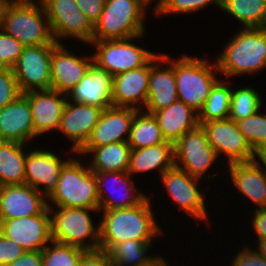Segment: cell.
<instances>
[{
    "label": "cell",
    "mask_w": 266,
    "mask_h": 266,
    "mask_svg": "<svg viewBox=\"0 0 266 266\" xmlns=\"http://www.w3.org/2000/svg\"><path fill=\"white\" fill-rule=\"evenodd\" d=\"M150 197L148 195L134 207L100 210L101 215L98 218H102L99 249L108 252L113 246L127 240L155 241L158 237L167 235L155 216L157 214L154 210V201Z\"/></svg>",
    "instance_id": "cell-1"
},
{
    "label": "cell",
    "mask_w": 266,
    "mask_h": 266,
    "mask_svg": "<svg viewBox=\"0 0 266 266\" xmlns=\"http://www.w3.org/2000/svg\"><path fill=\"white\" fill-rule=\"evenodd\" d=\"M238 28L214 58L221 78L228 80L266 69V27Z\"/></svg>",
    "instance_id": "cell-2"
},
{
    "label": "cell",
    "mask_w": 266,
    "mask_h": 266,
    "mask_svg": "<svg viewBox=\"0 0 266 266\" xmlns=\"http://www.w3.org/2000/svg\"><path fill=\"white\" fill-rule=\"evenodd\" d=\"M76 155L63 165L56 188L47 197L48 207L99 209L95 173L84 157Z\"/></svg>",
    "instance_id": "cell-3"
},
{
    "label": "cell",
    "mask_w": 266,
    "mask_h": 266,
    "mask_svg": "<svg viewBox=\"0 0 266 266\" xmlns=\"http://www.w3.org/2000/svg\"><path fill=\"white\" fill-rule=\"evenodd\" d=\"M1 29L24 46L58 44L54 41L41 0H9Z\"/></svg>",
    "instance_id": "cell-4"
},
{
    "label": "cell",
    "mask_w": 266,
    "mask_h": 266,
    "mask_svg": "<svg viewBox=\"0 0 266 266\" xmlns=\"http://www.w3.org/2000/svg\"><path fill=\"white\" fill-rule=\"evenodd\" d=\"M210 59L184 53L174 58L178 99L197 113L203 108L212 87L221 77L215 59Z\"/></svg>",
    "instance_id": "cell-5"
},
{
    "label": "cell",
    "mask_w": 266,
    "mask_h": 266,
    "mask_svg": "<svg viewBox=\"0 0 266 266\" xmlns=\"http://www.w3.org/2000/svg\"><path fill=\"white\" fill-rule=\"evenodd\" d=\"M150 5L146 0H105L94 24L93 41L125 39L146 33L145 19Z\"/></svg>",
    "instance_id": "cell-6"
},
{
    "label": "cell",
    "mask_w": 266,
    "mask_h": 266,
    "mask_svg": "<svg viewBox=\"0 0 266 266\" xmlns=\"http://www.w3.org/2000/svg\"><path fill=\"white\" fill-rule=\"evenodd\" d=\"M51 216L52 241L85 251L99 249L100 219L95 226L91 213L99 209L48 207Z\"/></svg>",
    "instance_id": "cell-7"
},
{
    "label": "cell",
    "mask_w": 266,
    "mask_h": 266,
    "mask_svg": "<svg viewBox=\"0 0 266 266\" xmlns=\"http://www.w3.org/2000/svg\"><path fill=\"white\" fill-rule=\"evenodd\" d=\"M161 180L165 193L172 199L173 204L177 205L178 211L186 213L189 220H196L198 223L200 221L203 224H212V217L210 213L208 214V201L205 197L210 193L209 185L206 186L205 190L201 188V184L206 181H201V179L196 178L183 171L182 169L173 166L172 168L166 170L159 178ZM209 193H206L207 191ZM207 201V202H206ZM181 209V211L179 210ZM191 217V218H190Z\"/></svg>",
    "instance_id": "cell-8"
},
{
    "label": "cell",
    "mask_w": 266,
    "mask_h": 266,
    "mask_svg": "<svg viewBox=\"0 0 266 266\" xmlns=\"http://www.w3.org/2000/svg\"><path fill=\"white\" fill-rule=\"evenodd\" d=\"M145 35L144 33L125 39L92 41L89 48L91 45L92 48L94 47L93 63L113 76L146 65L158 52H153L136 43L140 42Z\"/></svg>",
    "instance_id": "cell-9"
},
{
    "label": "cell",
    "mask_w": 266,
    "mask_h": 266,
    "mask_svg": "<svg viewBox=\"0 0 266 266\" xmlns=\"http://www.w3.org/2000/svg\"><path fill=\"white\" fill-rule=\"evenodd\" d=\"M218 161L221 160L210 146L206 132L201 125L186 132L174 144V166L193 177L206 180L205 186H207L208 180L212 183L211 180L214 176L210 172L217 170L213 167L219 163Z\"/></svg>",
    "instance_id": "cell-10"
},
{
    "label": "cell",
    "mask_w": 266,
    "mask_h": 266,
    "mask_svg": "<svg viewBox=\"0 0 266 266\" xmlns=\"http://www.w3.org/2000/svg\"><path fill=\"white\" fill-rule=\"evenodd\" d=\"M56 43L76 39L89 45L93 41L94 25L75 0H41Z\"/></svg>",
    "instance_id": "cell-11"
},
{
    "label": "cell",
    "mask_w": 266,
    "mask_h": 266,
    "mask_svg": "<svg viewBox=\"0 0 266 266\" xmlns=\"http://www.w3.org/2000/svg\"><path fill=\"white\" fill-rule=\"evenodd\" d=\"M56 45L24 46L12 68L22 93L51 89V54Z\"/></svg>",
    "instance_id": "cell-12"
},
{
    "label": "cell",
    "mask_w": 266,
    "mask_h": 266,
    "mask_svg": "<svg viewBox=\"0 0 266 266\" xmlns=\"http://www.w3.org/2000/svg\"><path fill=\"white\" fill-rule=\"evenodd\" d=\"M210 146L216 151L222 164L248 162L255 158V152L231 119L214 120L201 124ZM224 158V159H222Z\"/></svg>",
    "instance_id": "cell-13"
},
{
    "label": "cell",
    "mask_w": 266,
    "mask_h": 266,
    "mask_svg": "<svg viewBox=\"0 0 266 266\" xmlns=\"http://www.w3.org/2000/svg\"><path fill=\"white\" fill-rule=\"evenodd\" d=\"M94 173L97 181L99 210L134 207L148 196L143 189L141 191L137 188L136 181L127 171Z\"/></svg>",
    "instance_id": "cell-14"
},
{
    "label": "cell",
    "mask_w": 266,
    "mask_h": 266,
    "mask_svg": "<svg viewBox=\"0 0 266 266\" xmlns=\"http://www.w3.org/2000/svg\"><path fill=\"white\" fill-rule=\"evenodd\" d=\"M35 147L30 146L27 152L25 185L34 187L47 198L56 188L63 165L76 153L72 151V154H69V158H67L68 156H63V159L56 151L46 149L45 145V149L41 148V146L37 148L35 145Z\"/></svg>",
    "instance_id": "cell-15"
},
{
    "label": "cell",
    "mask_w": 266,
    "mask_h": 266,
    "mask_svg": "<svg viewBox=\"0 0 266 266\" xmlns=\"http://www.w3.org/2000/svg\"><path fill=\"white\" fill-rule=\"evenodd\" d=\"M0 232L24 251H42L52 241L49 209L35 216L3 220Z\"/></svg>",
    "instance_id": "cell-16"
},
{
    "label": "cell",
    "mask_w": 266,
    "mask_h": 266,
    "mask_svg": "<svg viewBox=\"0 0 266 266\" xmlns=\"http://www.w3.org/2000/svg\"><path fill=\"white\" fill-rule=\"evenodd\" d=\"M137 111L135 108L115 106L103 110L89 139L76 154L86 157L93 148L110 143L127 142L131 123Z\"/></svg>",
    "instance_id": "cell-17"
},
{
    "label": "cell",
    "mask_w": 266,
    "mask_h": 266,
    "mask_svg": "<svg viewBox=\"0 0 266 266\" xmlns=\"http://www.w3.org/2000/svg\"><path fill=\"white\" fill-rule=\"evenodd\" d=\"M58 43L51 54V89L67 95L81 81L93 63L92 53L77 55L69 46ZM67 47V48H66Z\"/></svg>",
    "instance_id": "cell-18"
},
{
    "label": "cell",
    "mask_w": 266,
    "mask_h": 266,
    "mask_svg": "<svg viewBox=\"0 0 266 266\" xmlns=\"http://www.w3.org/2000/svg\"><path fill=\"white\" fill-rule=\"evenodd\" d=\"M162 56L158 52L146 65L114 76L112 105L143 110L148 95L151 66Z\"/></svg>",
    "instance_id": "cell-19"
},
{
    "label": "cell",
    "mask_w": 266,
    "mask_h": 266,
    "mask_svg": "<svg viewBox=\"0 0 266 266\" xmlns=\"http://www.w3.org/2000/svg\"><path fill=\"white\" fill-rule=\"evenodd\" d=\"M102 111L99 107L74 103L67 99L57 132L66 136L68 141H72L70 152L77 153L85 145Z\"/></svg>",
    "instance_id": "cell-20"
},
{
    "label": "cell",
    "mask_w": 266,
    "mask_h": 266,
    "mask_svg": "<svg viewBox=\"0 0 266 266\" xmlns=\"http://www.w3.org/2000/svg\"><path fill=\"white\" fill-rule=\"evenodd\" d=\"M178 100L174 71V57L162 53L151 66L147 102L142 111L153 113Z\"/></svg>",
    "instance_id": "cell-21"
},
{
    "label": "cell",
    "mask_w": 266,
    "mask_h": 266,
    "mask_svg": "<svg viewBox=\"0 0 266 266\" xmlns=\"http://www.w3.org/2000/svg\"><path fill=\"white\" fill-rule=\"evenodd\" d=\"M47 207V198L34 187L25 184L0 186V222L35 216Z\"/></svg>",
    "instance_id": "cell-22"
},
{
    "label": "cell",
    "mask_w": 266,
    "mask_h": 266,
    "mask_svg": "<svg viewBox=\"0 0 266 266\" xmlns=\"http://www.w3.org/2000/svg\"><path fill=\"white\" fill-rule=\"evenodd\" d=\"M29 100L35 139L58 131L67 95L55 90H39L23 93ZM53 131V132H52Z\"/></svg>",
    "instance_id": "cell-23"
},
{
    "label": "cell",
    "mask_w": 266,
    "mask_h": 266,
    "mask_svg": "<svg viewBox=\"0 0 266 266\" xmlns=\"http://www.w3.org/2000/svg\"><path fill=\"white\" fill-rule=\"evenodd\" d=\"M114 76L92 63L85 76L67 94L74 103L93 105L103 110L112 105Z\"/></svg>",
    "instance_id": "cell-24"
},
{
    "label": "cell",
    "mask_w": 266,
    "mask_h": 266,
    "mask_svg": "<svg viewBox=\"0 0 266 266\" xmlns=\"http://www.w3.org/2000/svg\"><path fill=\"white\" fill-rule=\"evenodd\" d=\"M232 187L242 194L243 201H250L252 209L266 208V173L254 161L225 165ZM229 174V175H228ZM249 199V200H248Z\"/></svg>",
    "instance_id": "cell-25"
},
{
    "label": "cell",
    "mask_w": 266,
    "mask_h": 266,
    "mask_svg": "<svg viewBox=\"0 0 266 266\" xmlns=\"http://www.w3.org/2000/svg\"><path fill=\"white\" fill-rule=\"evenodd\" d=\"M34 140L35 130L29 100L21 94L0 110V141L31 144Z\"/></svg>",
    "instance_id": "cell-26"
},
{
    "label": "cell",
    "mask_w": 266,
    "mask_h": 266,
    "mask_svg": "<svg viewBox=\"0 0 266 266\" xmlns=\"http://www.w3.org/2000/svg\"><path fill=\"white\" fill-rule=\"evenodd\" d=\"M152 114L157 120L165 140L173 144L186 132L199 126L198 113L179 99Z\"/></svg>",
    "instance_id": "cell-27"
},
{
    "label": "cell",
    "mask_w": 266,
    "mask_h": 266,
    "mask_svg": "<svg viewBox=\"0 0 266 266\" xmlns=\"http://www.w3.org/2000/svg\"><path fill=\"white\" fill-rule=\"evenodd\" d=\"M173 166L174 144L172 142H164L155 146L131 149L127 172L134 177L133 175L139 173L143 175L154 171L160 177Z\"/></svg>",
    "instance_id": "cell-28"
},
{
    "label": "cell",
    "mask_w": 266,
    "mask_h": 266,
    "mask_svg": "<svg viewBox=\"0 0 266 266\" xmlns=\"http://www.w3.org/2000/svg\"><path fill=\"white\" fill-rule=\"evenodd\" d=\"M131 147L127 142H116L93 148L84 157L93 172H126L129 166ZM88 156V157H87Z\"/></svg>",
    "instance_id": "cell-29"
},
{
    "label": "cell",
    "mask_w": 266,
    "mask_h": 266,
    "mask_svg": "<svg viewBox=\"0 0 266 266\" xmlns=\"http://www.w3.org/2000/svg\"><path fill=\"white\" fill-rule=\"evenodd\" d=\"M28 144L0 141V186L25 184Z\"/></svg>",
    "instance_id": "cell-30"
},
{
    "label": "cell",
    "mask_w": 266,
    "mask_h": 266,
    "mask_svg": "<svg viewBox=\"0 0 266 266\" xmlns=\"http://www.w3.org/2000/svg\"><path fill=\"white\" fill-rule=\"evenodd\" d=\"M220 10L237 20L241 28L266 27V0H220Z\"/></svg>",
    "instance_id": "cell-31"
},
{
    "label": "cell",
    "mask_w": 266,
    "mask_h": 266,
    "mask_svg": "<svg viewBox=\"0 0 266 266\" xmlns=\"http://www.w3.org/2000/svg\"><path fill=\"white\" fill-rule=\"evenodd\" d=\"M154 241L127 240L113 246L108 254L114 266H150L159 256L150 254ZM149 253V254H148Z\"/></svg>",
    "instance_id": "cell-32"
},
{
    "label": "cell",
    "mask_w": 266,
    "mask_h": 266,
    "mask_svg": "<svg viewBox=\"0 0 266 266\" xmlns=\"http://www.w3.org/2000/svg\"><path fill=\"white\" fill-rule=\"evenodd\" d=\"M232 82L233 80L220 78L215 83L203 108L198 113L199 125L229 117L232 87L234 84Z\"/></svg>",
    "instance_id": "cell-33"
},
{
    "label": "cell",
    "mask_w": 266,
    "mask_h": 266,
    "mask_svg": "<svg viewBox=\"0 0 266 266\" xmlns=\"http://www.w3.org/2000/svg\"><path fill=\"white\" fill-rule=\"evenodd\" d=\"M165 140L157 120L151 113L138 110L131 123L128 145L131 149L155 146Z\"/></svg>",
    "instance_id": "cell-34"
},
{
    "label": "cell",
    "mask_w": 266,
    "mask_h": 266,
    "mask_svg": "<svg viewBox=\"0 0 266 266\" xmlns=\"http://www.w3.org/2000/svg\"><path fill=\"white\" fill-rule=\"evenodd\" d=\"M262 96L254 86H233L228 118L235 122L240 121L265 108L262 106Z\"/></svg>",
    "instance_id": "cell-35"
},
{
    "label": "cell",
    "mask_w": 266,
    "mask_h": 266,
    "mask_svg": "<svg viewBox=\"0 0 266 266\" xmlns=\"http://www.w3.org/2000/svg\"><path fill=\"white\" fill-rule=\"evenodd\" d=\"M85 250L51 241L42 250L43 266H79Z\"/></svg>",
    "instance_id": "cell-36"
},
{
    "label": "cell",
    "mask_w": 266,
    "mask_h": 266,
    "mask_svg": "<svg viewBox=\"0 0 266 266\" xmlns=\"http://www.w3.org/2000/svg\"><path fill=\"white\" fill-rule=\"evenodd\" d=\"M217 7L220 11V0H160L153 8L152 15H156L158 18L162 16L174 15H185L195 14L206 8L207 6Z\"/></svg>",
    "instance_id": "cell-37"
},
{
    "label": "cell",
    "mask_w": 266,
    "mask_h": 266,
    "mask_svg": "<svg viewBox=\"0 0 266 266\" xmlns=\"http://www.w3.org/2000/svg\"><path fill=\"white\" fill-rule=\"evenodd\" d=\"M261 110L250 117L236 121L239 131L245 136L254 152L266 145V112L262 113Z\"/></svg>",
    "instance_id": "cell-38"
},
{
    "label": "cell",
    "mask_w": 266,
    "mask_h": 266,
    "mask_svg": "<svg viewBox=\"0 0 266 266\" xmlns=\"http://www.w3.org/2000/svg\"><path fill=\"white\" fill-rule=\"evenodd\" d=\"M24 45L0 28V67L13 68L22 54Z\"/></svg>",
    "instance_id": "cell-39"
},
{
    "label": "cell",
    "mask_w": 266,
    "mask_h": 266,
    "mask_svg": "<svg viewBox=\"0 0 266 266\" xmlns=\"http://www.w3.org/2000/svg\"><path fill=\"white\" fill-rule=\"evenodd\" d=\"M21 94L12 68L0 67V110L12 103Z\"/></svg>",
    "instance_id": "cell-40"
},
{
    "label": "cell",
    "mask_w": 266,
    "mask_h": 266,
    "mask_svg": "<svg viewBox=\"0 0 266 266\" xmlns=\"http://www.w3.org/2000/svg\"><path fill=\"white\" fill-rule=\"evenodd\" d=\"M245 245V246H244ZM241 245V249L235 251L237 253L233 254V259L227 264L230 266H266V259L262 257L255 249H253L252 244L246 246V244ZM252 246V248L250 247Z\"/></svg>",
    "instance_id": "cell-41"
},
{
    "label": "cell",
    "mask_w": 266,
    "mask_h": 266,
    "mask_svg": "<svg viewBox=\"0 0 266 266\" xmlns=\"http://www.w3.org/2000/svg\"><path fill=\"white\" fill-rule=\"evenodd\" d=\"M25 251L0 232V266H8Z\"/></svg>",
    "instance_id": "cell-42"
},
{
    "label": "cell",
    "mask_w": 266,
    "mask_h": 266,
    "mask_svg": "<svg viewBox=\"0 0 266 266\" xmlns=\"http://www.w3.org/2000/svg\"><path fill=\"white\" fill-rule=\"evenodd\" d=\"M248 217L251 219L248 220V222L251 225V228L253 227V232L256 235L255 237L257 240H266V208H257L253 209Z\"/></svg>",
    "instance_id": "cell-43"
},
{
    "label": "cell",
    "mask_w": 266,
    "mask_h": 266,
    "mask_svg": "<svg viewBox=\"0 0 266 266\" xmlns=\"http://www.w3.org/2000/svg\"><path fill=\"white\" fill-rule=\"evenodd\" d=\"M79 266H114L107 251L97 249L85 251Z\"/></svg>",
    "instance_id": "cell-44"
},
{
    "label": "cell",
    "mask_w": 266,
    "mask_h": 266,
    "mask_svg": "<svg viewBox=\"0 0 266 266\" xmlns=\"http://www.w3.org/2000/svg\"><path fill=\"white\" fill-rule=\"evenodd\" d=\"M75 2L94 25L103 11L105 0H75Z\"/></svg>",
    "instance_id": "cell-45"
},
{
    "label": "cell",
    "mask_w": 266,
    "mask_h": 266,
    "mask_svg": "<svg viewBox=\"0 0 266 266\" xmlns=\"http://www.w3.org/2000/svg\"><path fill=\"white\" fill-rule=\"evenodd\" d=\"M8 266H43L42 251H25Z\"/></svg>",
    "instance_id": "cell-46"
},
{
    "label": "cell",
    "mask_w": 266,
    "mask_h": 266,
    "mask_svg": "<svg viewBox=\"0 0 266 266\" xmlns=\"http://www.w3.org/2000/svg\"><path fill=\"white\" fill-rule=\"evenodd\" d=\"M254 161L263 169L266 173V145L255 151Z\"/></svg>",
    "instance_id": "cell-47"
},
{
    "label": "cell",
    "mask_w": 266,
    "mask_h": 266,
    "mask_svg": "<svg viewBox=\"0 0 266 266\" xmlns=\"http://www.w3.org/2000/svg\"><path fill=\"white\" fill-rule=\"evenodd\" d=\"M255 241V243H257L254 247V249L262 256L266 259V240H252Z\"/></svg>",
    "instance_id": "cell-48"
},
{
    "label": "cell",
    "mask_w": 266,
    "mask_h": 266,
    "mask_svg": "<svg viewBox=\"0 0 266 266\" xmlns=\"http://www.w3.org/2000/svg\"><path fill=\"white\" fill-rule=\"evenodd\" d=\"M165 256L166 255L159 256L158 259H156L150 266H171L169 264H172V263H169L167 259L164 258Z\"/></svg>",
    "instance_id": "cell-49"
},
{
    "label": "cell",
    "mask_w": 266,
    "mask_h": 266,
    "mask_svg": "<svg viewBox=\"0 0 266 266\" xmlns=\"http://www.w3.org/2000/svg\"><path fill=\"white\" fill-rule=\"evenodd\" d=\"M9 0H0V28L2 25L3 12Z\"/></svg>",
    "instance_id": "cell-50"
},
{
    "label": "cell",
    "mask_w": 266,
    "mask_h": 266,
    "mask_svg": "<svg viewBox=\"0 0 266 266\" xmlns=\"http://www.w3.org/2000/svg\"><path fill=\"white\" fill-rule=\"evenodd\" d=\"M149 4L152 6V12L153 13V8L155 7V3L157 4L160 0H146ZM153 4V5H152Z\"/></svg>",
    "instance_id": "cell-51"
}]
</instances>
